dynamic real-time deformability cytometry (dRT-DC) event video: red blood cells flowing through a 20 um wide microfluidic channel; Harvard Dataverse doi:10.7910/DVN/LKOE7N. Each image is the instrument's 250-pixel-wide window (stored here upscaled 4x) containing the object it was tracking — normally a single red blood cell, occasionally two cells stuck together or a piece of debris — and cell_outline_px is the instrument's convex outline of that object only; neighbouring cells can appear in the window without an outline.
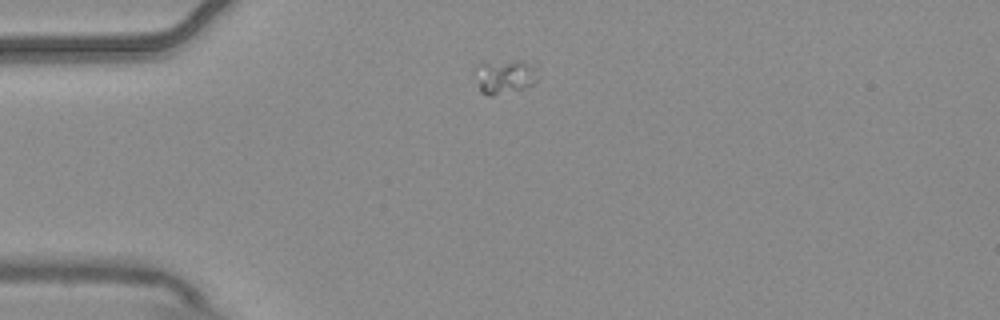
{"species": "common noctule bat (a hibernating species)", "species_latin": "Nyctalus noctula", "temperature_condition": "warm", "stored_images_in_passage": 2, "camera_frame_rate_fps": 3000, "um_per_image_px": 0.085, "animal": {"sex": "male", "body_mass_g": 20.4}, "frame": {"image": 1, "passage_image": 1, "time_ms": 0.0, "image_size_px": [1000, 320], "cell_outline_px": [[540, 76], [532, 84], [524, 88], [492, 96], [488, 96], [480, 92], [472, 68], [480, 60], [520, 60], [532, 68]], "centroid_in_image_um": [42.76, 6.48], "position_along_channel_um": 42.2, "area_um2": 12.95}}